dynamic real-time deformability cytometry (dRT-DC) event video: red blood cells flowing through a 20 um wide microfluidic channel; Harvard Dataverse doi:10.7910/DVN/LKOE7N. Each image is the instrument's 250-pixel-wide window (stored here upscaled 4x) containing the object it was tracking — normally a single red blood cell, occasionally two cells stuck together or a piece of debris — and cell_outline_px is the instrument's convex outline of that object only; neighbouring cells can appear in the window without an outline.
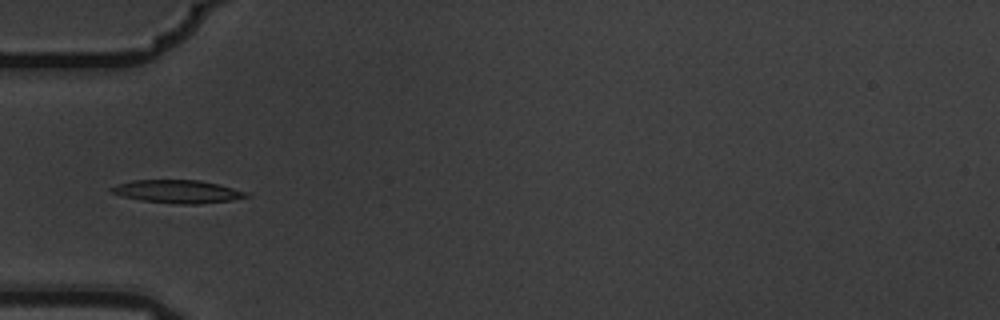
{"species": "common noctule bat (a hibernating species)", "species_latin": "Nyctalus noctula", "temperature_condition": "warm", "stored_images_in_passage": 8, "camera_frame_rate_fps": 3000, "um_per_image_px": 0.085, "animal": {"sex": "male", "body_mass_g": 19.5, "forearm_length_mm": 54.6}, "frame": {"image": 1, "passage_image": 6, "time_ms": 1.667, "image_size_px": [1000, 320], "cell_outline_px": [[252, 196], [232, 200], [200, 204], [180, 204], [140, 200], [120, 196], [108, 192], [108, 188], [116, 184], [132, 180], [200, 180], [220, 184], [248, 192]], "centroid_in_image_um": [15.08, 16.28], "position_along_channel_um": 69.9, "area_um2": 18.44}}
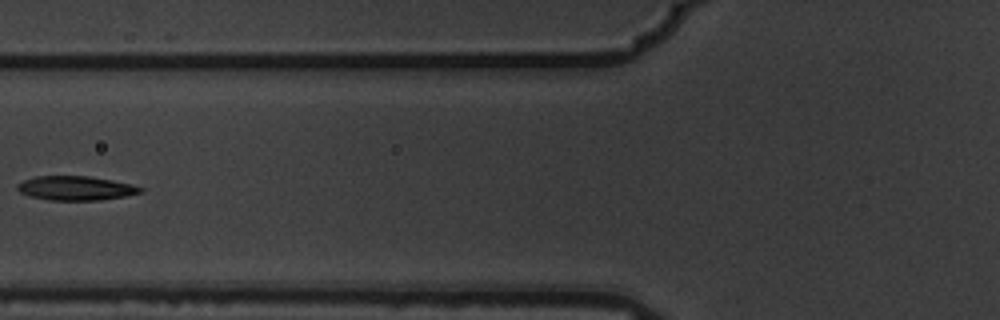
{"frame": {"image": 2, "passage_image": 7, "time_ms": 2.0, "image_size_px": [1000, 320], "cell_outline_px": [[144, 192], [124, 196], [100, 200], [48, 200], [28, 196], [20, 192], [16, 188], [16, 184], [24, 180], [36, 176], [88, 176], [132, 184], [144, 188]], "centroid_in_image_um": [6.42, 16.0], "position_along_channel_um": 119.4, "area_um2": 17.4}}
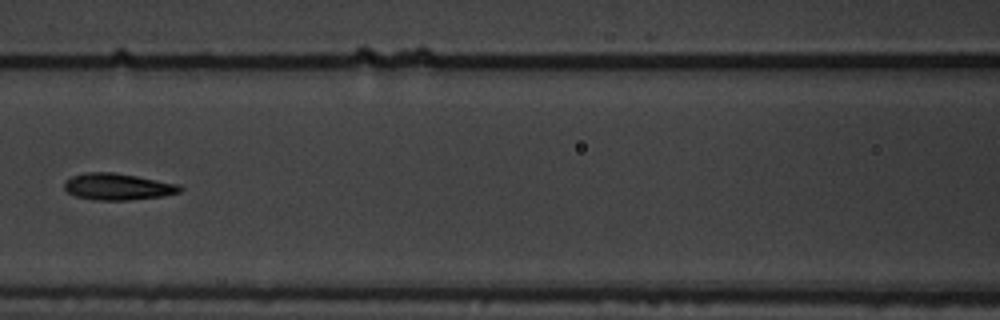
{"frame": {"image": 3, "passage_image": 8, "time_ms": 2.333, "image_size_px": [1000, 320], "cell_outline_px": [[184, 188], [180, 192], [164, 196], [128, 200], [96, 200], [76, 196], [68, 192], [64, 188], [64, 180], [72, 176], [84, 172], [112, 172], [136, 176], [176, 184]], "centroid_in_image_um": [9.97, 15.87], "position_along_channel_um": 156.6, "area_um2": 17.86}}